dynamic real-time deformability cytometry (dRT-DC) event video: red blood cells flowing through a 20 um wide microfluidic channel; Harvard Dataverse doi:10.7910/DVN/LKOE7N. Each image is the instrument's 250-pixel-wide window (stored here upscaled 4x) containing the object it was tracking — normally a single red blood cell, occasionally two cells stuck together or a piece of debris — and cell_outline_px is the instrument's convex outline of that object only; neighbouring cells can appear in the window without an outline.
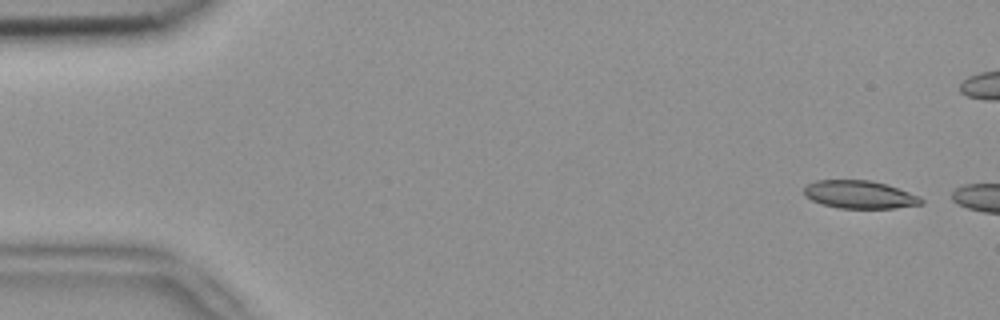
{"species": "common noctule bat (a hibernating species)", "species_latin": "Nyctalus noctula", "temperature_condition": "room temperature", "stored_images_in_passage": 3, "camera_frame_rate_fps": 3000, "um_per_image_px": 0.085, "animal": {"sex": "female", "body_mass_g": 18.4}, "frame": {"image": 1, "passage_image": 1, "time_ms": 0.0, "image_size_px": [1000, 320], "cell_outline_px": [[924, 200], [920, 204], [896, 208], [840, 208], [824, 204], [812, 200], [804, 196], [804, 188], [808, 184], [816, 180], [872, 180], [888, 184], [920, 196]], "centroid_in_image_um": [73.08, 16.53], "position_along_channel_um": 11.9, "area_um2": 19.07}}